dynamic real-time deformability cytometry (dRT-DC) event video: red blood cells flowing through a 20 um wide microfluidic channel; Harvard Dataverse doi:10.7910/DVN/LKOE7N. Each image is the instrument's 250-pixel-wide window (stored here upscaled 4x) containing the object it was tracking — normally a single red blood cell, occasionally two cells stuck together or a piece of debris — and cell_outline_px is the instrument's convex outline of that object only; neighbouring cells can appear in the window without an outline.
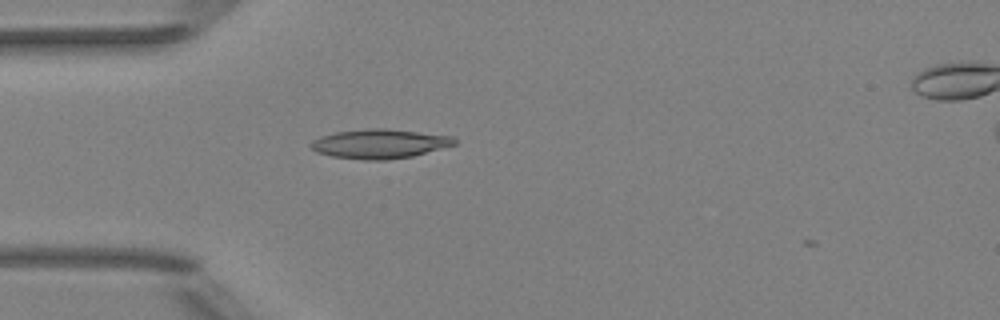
{"species": "Egyptian fruit bat (a non-hibernating species)", "species_latin": "Rousettus aegyptiacus", "temperature_condition": "room temperature", "stored_images_in_passage": 3, "camera_frame_rate_fps": 3000, "um_per_image_px": 0.085, "animal": {"sex": "female"}, "frame": {"image": 1, "passage_image": 2, "time_ms": 1.333, "image_size_px": [1000, 320], "cell_outline_px": [[456, 144], [412, 156], [384, 160], [364, 160], [332, 156], [316, 152], [308, 144], [312, 140], [320, 136], [336, 132], [368, 128], [384, 128], [452, 136], [456, 140]], "centroid_in_image_um": [32.22, 12.22], "position_along_channel_um": 52.8, "area_um2": 24.39}}